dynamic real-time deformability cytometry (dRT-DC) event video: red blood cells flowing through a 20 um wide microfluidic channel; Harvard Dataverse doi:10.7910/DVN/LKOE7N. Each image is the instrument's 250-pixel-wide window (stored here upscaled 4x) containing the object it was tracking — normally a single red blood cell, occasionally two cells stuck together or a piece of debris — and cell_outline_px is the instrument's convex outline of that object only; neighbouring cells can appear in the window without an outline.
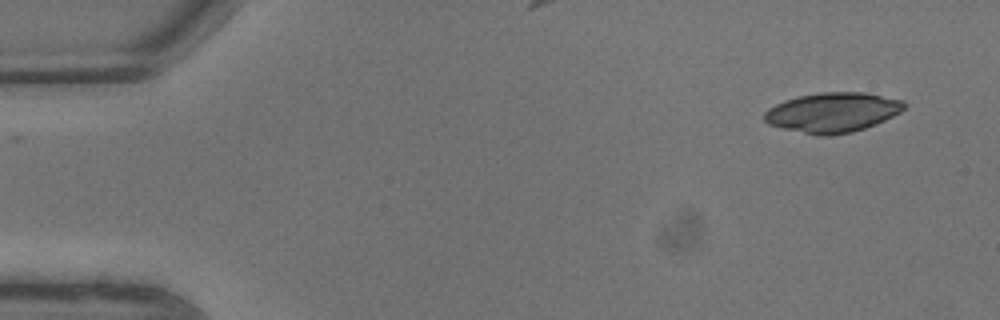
{"species": "common noctule bat (a hibernating species)", "species_latin": "Nyctalus noctula", "temperature_condition": "warm", "stored_images_in_passage": 2, "camera_frame_rate_fps": 3000, "um_per_image_px": 0.085, "animal": {"sex": "male", "body_mass_g": 13.3}, "frame": {"image": 1, "passage_image": 2, "time_ms": 0.333, "image_size_px": [1000, 320], "cell_outline_px": [[904, 108], [900, 112], [876, 124], [852, 132], [828, 136], [820, 136], [784, 128], [768, 124], [764, 120], [764, 112], [768, 108], [784, 100], [796, 96], [820, 92], [864, 92], [904, 100]], "centroid_in_image_um": [70.75, 9.54], "position_along_channel_um": 14.2, "area_um2": 32.37}}